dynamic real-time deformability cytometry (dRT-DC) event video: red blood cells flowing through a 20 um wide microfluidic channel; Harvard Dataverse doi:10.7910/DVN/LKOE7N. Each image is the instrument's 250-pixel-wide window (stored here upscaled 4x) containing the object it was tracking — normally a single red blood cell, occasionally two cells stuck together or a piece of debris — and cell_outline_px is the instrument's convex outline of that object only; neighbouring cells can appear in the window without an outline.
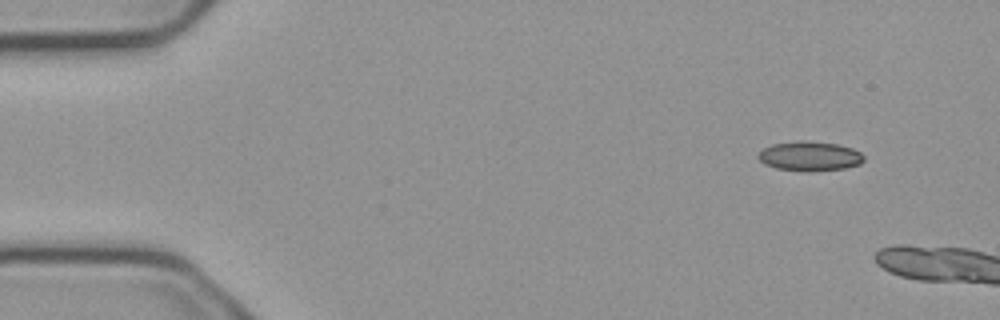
{"species": "common noctule bat (a hibernating species)", "species_latin": "Nyctalus noctula", "temperature_condition": "cold", "stored_images_in_passage": 4, "camera_frame_rate_fps": 3000, "um_per_image_px": 0.085, "animal": {"sex": "male", "body_mass_g": 23.1, "forearm_length_mm": 52.7}, "frame": {"image": 1, "passage_image": 1, "time_ms": 0.0, "image_size_px": [1000, 320], "cell_outline_px": [[864, 160], [860, 164], [844, 168], [812, 172], [808, 172], [776, 168], [764, 164], [756, 156], [764, 148], [772, 144], [796, 140], [804, 140], [836, 144], [852, 148], [860, 152], [864, 156]], "centroid_in_image_um": [68.81, 13.27], "position_along_channel_um": 16.2, "area_um2": 18.32}}